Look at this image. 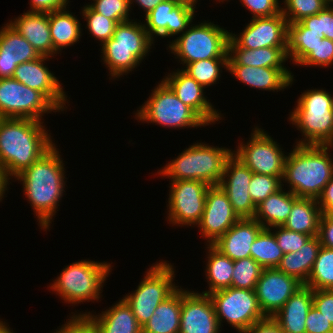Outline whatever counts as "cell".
Wrapping results in <instances>:
<instances>
[{"label":"cell","mask_w":333,"mask_h":333,"mask_svg":"<svg viewBox=\"0 0 333 333\" xmlns=\"http://www.w3.org/2000/svg\"><path fill=\"white\" fill-rule=\"evenodd\" d=\"M260 126H254L248 141L237 143L233 154L244 163L251 172L271 175L283 179L284 167L289 152ZM286 155H285V154Z\"/></svg>","instance_id":"8fae6325"},{"label":"cell","mask_w":333,"mask_h":333,"mask_svg":"<svg viewBox=\"0 0 333 333\" xmlns=\"http://www.w3.org/2000/svg\"><path fill=\"white\" fill-rule=\"evenodd\" d=\"M263 229L254 218H240L212 245L233 261L251 257V245Z\"/></svg>","instance_id":"d4e9b609"},{"label":"cell","mask_w":333,"mask_h":333,"mask_svg":"<svg viewBox=\"0 0 333 333\" xmlns=\"http://www.w3.org/2000/svg\"><path fill=\"white\" fill-rule=\"evenodd\" d=\"M206 267L205 279H207L208 290L203 294L231 287L234 261L217 250L212 244H206Z\"/></svg>","instance_id":"e575fe53"},{"label":"cell","mask_w":333,"mask_h":333,"mask_svg":"<svg viewBox=\"0 0 333 333\" xmlns=\"http://www.w3.org/2000/svg\"><path fill=\"white\" fill-rule=\"evenodd\" d=\"M151 91L149 98L134 113L139 123H155L177 130L209 126L192 108L179 100L163 80Z\"/></svg>","instance_id":"9c48e42d"},{"label":"cell","mask_w":333,"mask_h":333,"mask_svg":"<svg viewBox=\"0 0 333 333\" xmlns=\"http://www.w3.org/2000/svg\"><path fill=\"white\" fill-rule=\"evenodd\" d=\"M305 286L313 290H333V249L320 247Z\"/></svg>","instance_id":"f35d334b"},{"label":"cell","mask_w":333,"mask_h":333,"mask_svg":"<svg viewBox=\"0 0 333 333\" xmlns=\"http://www.w3.org/2000/svg\"><path fill=\"white\" fill-rule=\"evenodd\" d=\"M209 294L181 288L179 333H221Z\"/></svg>","instance_id":"d6986e66"},{"label":"cell","mask_w":333,"mask_h":333,"mask_svg":"<svg viewBox=\"0 0 333 333\" xmlns=\"http://www.w3.org/2000/svg\"><path fill=\"white\" fill-rule=\"evenodd\" d=\"M154 44L143 21L131 18L118 23L113 36L100 47L101 62L108 69L109 80H118L138 68Z\"/></svg>","instance_id":"277c9868"},{"label":"cell","mask_w":333,"mask_h":333,"mask_svg":"<svg viewBox=\"0 0 333 333\" xmlns=\"http://www.w3.org/2000/svg\"><path fill=\"white\" fill-rule=\"evenodd\" d=\"M313 306V289L300 287L272 317L283 333H306V317Z\"/></svg>","instance_id":"83f0119b"},{"label":"cell","mask_w":333,"mask_h":333,"mask_svg":"<svg viewBox=\"0 0 333 333\" xmlns=\"http://www.w3.org/2000/svg\"><path fill=\"white\" fill-rule=\"evenodd\" d=\"M228 72L241 83L262 91H284L295 81L294 74L288 68L228 65Z\"/></svg>","instance_id":"cb8c5ba5"},{"label":"cell","mask_w":333,"mask_h":333,"mask_svg":"<svg viewBox=\"0 0 333 333\" xmlns=\"http://www.w3.org/2000/svg\"><path fill=\"white\" fill-rule=\"evenodd\" d=\"M51 57L41 56L36 60L21 63L15 69L13 78L24 85L42 92L61 112L68 109L70 97L66 95L59 78L49 70L46 61ZM67 103V105H66Z\"/></svg>","instance_id":"e0dca14e"},{"label":"cell","mask_w":333,"mask_h":333,"mask_svg":"<svg viewBox=\"0 0 333 333\" xmlns=\"http://www.w3.org/2000/svg\"><path fill=\"white\" fill-rule=\"evenodd\" d=\"M239 219L221 187L210 186L207 190L203 215L196 225L200 237L205 238V244H213Z\"/></svg>","instance_id":"ac0fdd59"},{"label":"cell","mask_w":333,"mask_h":333,"mask_svg":"<svg viewBox=\"0 0 333 333\" xmlns=\"http://www.w3.org/2000/svg\"><path fill=\"white\" fill-rule=\"evenodd\" d=\"M55 144L40 159L20 173L15 181H20L22 192L32 207L37 224L43 231H49L60 202L65 194L66 169L60 150Z\"/></svg>","instance_id":"6da1fadb"},{"label":"cell","mask_w":333,"mask_h":333,"mask_svg":"<svg viewBox=\"0 0 333 333\" xmlns=\"http://www.w3.org/2000/svg\"><path fill=\"white\" fill-rule=\"evenodd\" d=\"M80 15L87 22L85 29L89 32L91 38L98 40L100 46H102L107 40H109L115 31L117 22L115 20L109 19L104 15L97 13L92 10L87 4L81 7Z\"/></svg>","instance_id":"ab89813d"},{"label":"cell","mask_w":333,"mask_h":333,"mask_svg":"<svg viewBox=\"0 0 333 333\" xmlns=\"http://www.w3.org/2000/svg\"><path fill=\"white\" fill-rule=\"evenodd\" d=\"M9 184L4 180L2 173L0 171V202H2V200L7 197L4 196L6 193V191L8 192V187Z\"/></svg>","instance_id":"680465c9"},{"label":"cell","mask_w":333,"mask_h":333,"mask_svg":"<svg viewBox=\"0 0 333 333\" xmlns=\"http://www.w3.org/2000/svg\"><path fill=\"white\" fill-rule=\"evenodd\" d=\"M245 333H283L278 322L271 316L255 322Z\"/></svg>","instance_id":"11a10c76"},{"label":"cell","mask_w":333,"mask_h":333,"mask_svg":"<svg viewBox=\"0 0 333 333\" xmlns=\"http://www.w3.org/2000/svg\"><path fill=\"white\" fill-rule=\"evenodd\" d=\"M233 150L219 147L206 142H195L185 148L177 157L167 161L157 174L169 181L198 180L210 186H217L221 182L228 159Z\"/></svg>","instance_id":"5b68a950"},{"label":"cell","mask_w":333,"mask_h":333,"mask_svg":"<svg viewBox=\"0 0 333 333\" xmlns=\"http://www.w3.org/2000/svg\"><path fill=\"white\" fill-rule=\"evenodd\" d=\"M317 201L323 214H330L333 211V177L326 184Z\"/></svg>","instance_id":"9f6ffc18"},{"label":"cell","mask_w":333,"mask_h":333,"mask_svg":"<svg viewBox=\"0 0 333 333\" xmlns=\"http://www.w3.org/2000/svg\"><path fill=\"white\" fill-rule=\"evenodd\" d=\"M61 112L42 92L13 77L0 79V118L43 121L45 114Z\"/></svg>","instance_id":"7c38bea8"},{"label":"cell","mask_w":333,"mask_h":333,"mask_svg":"<svg viewBox=\"0 0 333 333\" xmlns=\"http://www.w3.org/2000/svg\"><path fill=\"white\" fill-rule=\"evenodd\" d=\"M330 93L313 88L298 97L288 116L290 124L302 134L294 145H333V94Z\"/></svg>","instance_id":"8992f818"},{"label":"cell","mask_w":333,"mask_h":333,"mask_svg":"<svg viewBox=\"0 0 333 333\" xmlns=\"http://www.w3.org/2000/svg\"><path fill=\"white\" fill-rule=\"evenodd\" d=\"M250 19L242 32H230V40L238 48L287 47L288 22L282 12L272 17Z\"/></svg>","instance_id":"2e32d148"},{"label":"cell","mask_w":333,"mask_h":333,"mask_svg":"<svg viewBox=\"0 0 333 333\" xmlns=\"http://www.w3.org/2000/svg\"><path fill=\"white\" fill-rule=\"evenodd\" d=\"M112 263L89 259L70 263L49 284V291L71 306L81 302H98L103 296L107 277L112 272Z\"/></svg>","instance_id":"52a82bcc"},{"label":"cell","mask_w":333,"mask_h":333,"mask_svg":"<svg viewBox=\"0 0 333 333\" xmlns=\"http://www.w3.org/2000/svg\"><path fill=\"white\" fill-rule=\"evenodd\" d=\"M161 1L163 0H128L130 10L132 11L134 7V3L139 6L145 12L146 16L149 12H151ZM133 5V6H132Z\"/></svg>","instance_id":"6f0895ef"},{"label":"cell","mask_w":333,"mask_h":333,"mask_svg":"<svg viewBox=\"0 0 333 333\" xmlns=\"http://www.w3.org/2000/svg\"><path fill=\"white\" fill-rule=\"evenodd\" d=\"M320 247L318 236L311 237L298 251L284 254L277 269L305 285Z\"/></svg>","instance_id":"1f68e13d"},{"label":"cell","mask_w":333,"mask_h":333,"mask_svg":"<svg viewBox=\"0 0 333 333\" xmlns=\"http://www.w3.org/2000/svg\"><path fill=\"white\" fill-rule=\"evenodd\" d=\"M253 172L234 154L228 159L219 186L226 193L239 218H254L257 206L249 194Z\"/></svg>","instance_id":"ffe728a7"},{"label":"cell","mask_w":333,"mask_h":333,"mask_svg":"<svg viewBox=\"0 0 333 333\" xmlns=\"http://www.w3.org/2000/svg\"><path fill=\"white\" fill-rule=\"evenodd\" d=\"M168 186L167 223L172 227H195L204 211L207 183L198 180L170 181Z\"/></svg>","instance_id":"5bb4252c"},{"label":"cell","mask_w":333,"mask_h":333,"mask_svg":"<svg viewBox=\"0 0 333 333\" xmlns=\"http://www.w3.org/2000/svg\"><path fill=\"white\" fill-rule=\"evenodd\" d=\"M222 68L228 72V58H211L186 64L182 70L195 79L205 89L219 84Z\"/></svg>","instance_id":"74e56055"},{"label":"cell","mask_w":333,"mask_h":333,"mask_svg":"<svg viewBox=\"0 0 333 333\" xmlns=\"http://www.w3.org/2000/svg\"><path fill=\"white\" fill-rule=\"evenodd\" d=\"M247 10L250 11L251 18L272 17L281 13L279 0H239Z\"/></svg>","instance_id":"681fc988"},{"label":"cell","mask_w":333,"mask_h":333,"mask_svg":"<svg viewBox=\"0 0 333 333\" xmlns=\"http://www.w3.org/2000/svg\"><path fill=\"white\" fill-rule=\"evenodd\" d=\"M79 312H71V315H88L95 322L100 333H142V326L122 298L101 313L96 314L94 311L86 310Z\"/></svg>","instance_id":"4316f807"},{"label":"cell","mask_w":333,"mask_h":333,"mask_svg":"<svg viewBox=\"0 0 333 333\" xmlns=\"http://www.w3.org/2000/svg\"><path fill=\"white\" fill-rule=\"evenodd\" d=\"M66 322L52 333H100L95 322L88 315H71Z\"/></svg>","instance_id":"c3c4849f"},{"label":"cell","mask_w":333,"mask_h":333,"mask_svg":"<svg viewBox=\"0 0 333 333\" xmlns=\"http://www.w3.org/2000/svg\"><path fill=\"white\" fill-rule=\"evenodd\" d=\"M326 6L324 0H283L281 12L290 24L299 22L305 17L316 15Z\"/></svg>","instance_id":"b9f144b4"},{"label":"cell","mask_w":333,"mask_h":333,"mask_svg":"<svg viewBox=\"0 0 333 333\" xmlns=\"http://www.w3.org/2000/svg\"><path fill=\"white\" fill-rule=\"evenodd\" d=\"M24 37L41 56H57L53 49L48 13L26 11L7 22Z\"/></svg>","instance_id":"484cf974"},{"label":"cell","mask_w":333,"mask_h":333,"mask_svg":"<svg viewBox=\"0 0 333 333\" xmlns=\"http://www.w3.org/2000/svg\"><path fill=\"white\" fill-rule=\"evenodd\" d=\"M333 65V41L327 38L319 40L311 52L297 65L303 67L330 68Z\"/></svg>","instance_id":"bcb514c9"},{"label":"cell","mask_w":333,"mask_h":333,"mask_svg":"<svg viewBox=\"0 0 333 333\" xmlns=\"http://www.w3.org/2000/svg\"><path fill=\"white\" fill-rule=\"evenodd\" d=\"M282 188V179L271 175L253 173L249 185V194L253 203L257 206L269 195Z\"/></svg>","instance_id":"7bdbcfd3"},{"label":"cell","mask_w":333,"mask_h":333,"mask_svg":"<svg viewBox=\"0 0 333 333\" xmlns=\"http://www.w3.org/2000/svg\"><path fill=\"white\" fill-rule=\"evenodd\" d=\"M250 253L251 258L263 268H277L281 258L284 256L274 234L265 228L252 243Z\"/></svg>","instance_id":"8d00e7d4"},{"label":"cell","mask_w":333,"mask_h":333,"mask_svg":"<svg viewBox=\"0 0 333 333\" xmlns=\"http://www.w3.org/2000/svg\"><path fill=\"white\" fill-rule=\"evenodd\" d=\"M0 333H15L13 329L9 327L6 321H2L0 318Z\"/></svg>","instance_id":"91938a15"},{"label":"cell","mask_w":333,"mask_h":333,"mask_svg":"<svg viewBox=\"0 0 333 333\" xmlns=\"http://www.w3.org/2000/svg\"><path fill=\"white\" fill-rule=\"evenodd\" d=\"M30 9L27 11L50 13L70 5L66 0H30Z\"/></svg>","instance_id":"db71d44e"},{"label":"cell","mask_w":333,"mask_h":333,"mask_svg":"<svg viewBox=\"0 0 333 333\" xmlns=\"http://www.w3.org/2000/svg\"><path fill=\"white\" fill-rule=\"evenodd\" d=\"M44 121L0 118V171L10 185L56 143Z\"/></svg>","instance_id":"7a4b0ae2"},{"label":"cell","mask_w":333,"mask_h":333,"mask_svg":"<svg viewBox=\"0 0 333 333\" xmlns=\"http://www.w3.org/2000/svg\"><path fill=\"white\" fill-rule=\"evenodd\" d=\"M197 8L185 2L163 0L145 17L144 26L154 40L183 34L195 20Z\"/></svg>","instance_id":"9a60e30c"},{"label":"cell","mask_w":333,"mask_h":333,"mask_svg":"<svg viewBox=\"0 0 333 333\" xmlns=\"http://www.w3.org/2000/svg\"><path fill=\"white\" fill-rule=\"evenodd\" d=\"M224 1L228 2L229 0H216L215 2H219L221 4V2L224 3Z\"/></svg>","instance_id":"be15d7a7"},{"label":"cell","mask_w":333,"mask_h":333,"mask_svg":"<svg viewBox=\"0 0 333 333\" xmlns=\"http://www.w3.org/2000/svg\"><path fill=\"white\" fill-rule=\"evenodd\" d=\"M318 238L321 246L333 249V216L322 214L318 229Z\"/></svg>","instance_id":"f5cc1de1"},{"label":"cell","mask_w":333,"mask_h":333,"mask_svg":"<svg viewBox=\"0 0 333 333\" xmlns=\"http://www.w3.org/2000/svg\"><path fill=\"white\" fill-rule=\"evenodd\" d=\"M262 270L263 267L251 257L234 261L231 287L255 290Z\"/></svg>","instance_id":"60d3db41"},{"label":"cell","mask_w":333,"mask_h":333,"mask_svg":"<svg viewBox=\"0 0 333 333\" xmlns=\"http://www.w3.org/2000/svg\"><path fill=\"white\" fill-rule=\"evenodd\" d=\"M162 80L172 89L184 104L192 108L208 125L220 123L224 117L210 102L205 88L182 69L172 70ZM216 108V109H215Z\"/></svg>","instance_id":"7402d4cb"},{"label":"cell","mask_w":333,"mask_h":333,"mask_svg":"<svg viewBox=\"0 0 333 333\" xmlns=\"http://www.w3.org/2000/svg\"><path fill=\"white\" fill-rule=\"evenodd\" d=\"M322 214L317 199L299 197L293 203L290 214L282 226L315 237L318 236Z\"/></svg>","instance_id":"836d02e7"},{"label":"cell","mask_w":333,"mask_h":333,"mask_svg":"<svg viewBox=\"0 0 333 333\" xmlns=\"http://www.w3.org/2000/svg\"><path fill=\"white\" fill-rule=\"evenodd\" d=\"M199 23V24H198ZM194 22L179 37L170 40L167 45L168 52L174 54L178 64H186L211 58H229L228 42L230 31L214 24V21L203 20Z\"/></svg>","instance_id":"ba28073f"},{"label":"cell","mask_w":333,"mask_h":333,"mask_svg":"<svg viewBox=\"0 0 333 333\" xmlns=\"http://www.w3.org/2000/svg\"><path fill=\"white\" fill-rule=\"evenodd\" d=\"M3 25L0 27V79L13 77L19 64L41 57L7 22Z\"/></svg>","instance_id":"603a6c76"},{"label":"cell","mask_w":333,"mask_h":333,"mask_svg":"<svg viewBox=\"0 0 333 333\" xmlns=\"http://www.w3.org/2000/svg\"><path fill=\"white\" fill-rule=\"evenodd\" d=\"M181 317V286L155 309L142 326V333H179Z\"/></svg>","instance_id":"4dcf8cb0"},{"label":"cell","mask_w":333,"mask_h":333,"mask_svg":"<svg viewBox=\"0 0 333 333\" xmlns=\"http://www.w3.org/2000/svg\"><path fill=\"white\" fill-rule=\"evenodd\" d=\"M181 2H185V3H187V4H190V5H193V6H195V7H197L196 5L198 4H200V3H198L200 0H180Z\"/></svg>","instance_id":"94428289"},{"label":"cell","mask_w":333,"mask_h":333,"mask_svg":"<svg viewBox=\"0 0 333 333\" xmlns=\"http://www.w3.org/2000/svg\"><path fill=\"white\" fill-rule=\"evenodd\" d=\"M87 5L92 10L115 20L117 23L131 20L128 0H91V3Z\"/></svg>","instance_id":"ee69618b"},{"label":"cell","mask_w":333,"mask_h":333,"mask_svg":"<svg viewBox=\"0 0 333 333\" xmlns=\"http://www.w3.org/2000/svg\"><path fill=\"white\" fill-rule=\"evenodd\" d=\"M324 2L327 6H332L333 7V0H324Z\"/></svg>","instance_id":"6125c7cd"},{"label":"cell","mask_w":333,"mask_h":333,"mask_svg":"<svg viewBox=\"0 0 333 333\" xmlns=\"http://www.w3.org/2000/svg\"><path fill=\"white\" fill-rule=\"evenodd\" d=\"M322 38L309 32L300 21L288 24L286 55L289 62L296 66L311 52Z\"/></svg>","instance_id":"d590c367"},{"label":"cell","mask_w":333,"mask_h":333,"mask_svg":"<svg viewBox=\"0 0 333 333\" xmlns=\"http://www.w3.org/2000/svg\"><path fill=\"white\" fill-rule=\"evenodd\" d=\"M222 329L224 322L230 324L238 333H245L255 322L265 318L255 290L233 287L209 294Z\"/></svg>","instance_id":"4fadbf2b"},{"label":"cell","mask_w":333,"mask_h":333,"mask_svg":"<svg viewBox=\"0 0 333 333\" xmlns=\"http://www.w3.org/2000/svg\"><path fill=\"white\" fill-rule=\"evenodd\" d=\"M287 47H265L255 50L238 48L230 39L228 42V65L253 67L288 68Z\"/></svg>","instance_id":"f1b7e54d"},{"label":"cell","mask_w":333,"mask_h":333,"mask_svg":"<svg viewBox=\"0 0 333 333\" xmlns=\"http://www.w3.org/2000/svg\"><path fill=\"white\" fill-rule=\"evenodd\" d=\"M68 8V9H67ZM69 11V5L63 9L48 13L49 28L53 49L61 55V51L81 41L82 24L80 19Z\"/></svg>","instance_id":"f546056e"},{"label":"cell","mask_w":333,"mask_h":333,"mask_svg":"<svg viewBox=\"0 0 333 333\" xmlns=\"http://www.w3.org/2000/svg\"><path fill=\"white\" fill-rule=\"evenodd\" d=\"M269 230L274 234L284 254L298 251L311 238L310 235L297 233L283 226H274Z\"/></svg>","instance_id":"7dc6e473"},{"label":"cell","mask_w":333,"mask_h":333,"mask_svg":"<svg viewBox=\"0 0 333 333\" xmlns=\"http://www.w3.org/2000/svg\"><path fill=\"white\" fill-rule=\"evenodd\" d=\"M175 272L169 261H156L146 269L135 291L122 297L141 326L151 318L156 307L180 287L174 282Z\"/></svg>","instance_id":"30bf717a"},{"label":"cell","mask_w":333,"mask_h":333,"mask_svg":"<svg viewBox=\"0 0 333 333\" xmlns=\"http://www.w3.org/2000/svg\"><path fill=\"white\" fill-rule=\"evenodd\" d=\"M303 284L277 268H263L255 292L265 316L275 315Z\"/></svg>","instance_id":"44dd1931"},{"label":"cell","mask_w":333,"mask_h":333,"mask_svg":"<svg viewBox=\"0 0 333 333\" xmlns=\"http://www.w3.org/2000/svg\"><path fill=\"white\" fill-rule=\"evenodd\" d=\"M306 333H329L333 330V325L320 311L312 306L307 314Z\"/></svg>","instance_id":"f907efd6"},{"label":"cell","mask_w":333,"mask_h":333,"mask_svg":"<svg viewBox=\"0 0 333 333\" xmlns=\"http://www.w3.org/2000/svg\"><path fill=\"white\" fill-rule=\"evenodd\" d=\"M298 198L282 187L257 205L254 219L265 229L282 226L290 214L293 203Z\"/></svg>","instance_id":"d6a6232c"},{"label":"cell","mask_w":333,"mask_h":333,"mask_svg":"<svg viewBox=\"0 0 333 333\" xmlns=\"http://www.w3.org/2000/svg\"><path fill=\"white\" fill-rule=\"evenodd\" d=\"M309 32H314L320 38L333 41V7L326 6L316 15L308 16L300 21Z\"/></svg>","instance_id":"f6af8a7d"},{"label":"cell","mask_w":333,"mask_h":333,"mask_svg":"<svg viewBox=\"0 0 333 333\" xmlns=\"http://www.w3.org/2000/svg\"><path fill=\"white\" fill-rule=\"evenodd\" d=\"M313 306L333 325V290H313Z\"/></svg>","instance_id":"816d5d0a"},{"label":"cell","mask_w":333,"mask_h":333,"mask_svg":"<svg viewBox=\"0 0 333 333\" xmlns=\"http://www.w3.org/2000/svg\"><path fill=\"white\" fill-rule=\"evenodd\" d=\"M330 150L333 145H293L287 154L282 187L285 183L295 196L317 199L333 177Z\"/></svg>","instance_id":"3957f363"}]
</instances>
